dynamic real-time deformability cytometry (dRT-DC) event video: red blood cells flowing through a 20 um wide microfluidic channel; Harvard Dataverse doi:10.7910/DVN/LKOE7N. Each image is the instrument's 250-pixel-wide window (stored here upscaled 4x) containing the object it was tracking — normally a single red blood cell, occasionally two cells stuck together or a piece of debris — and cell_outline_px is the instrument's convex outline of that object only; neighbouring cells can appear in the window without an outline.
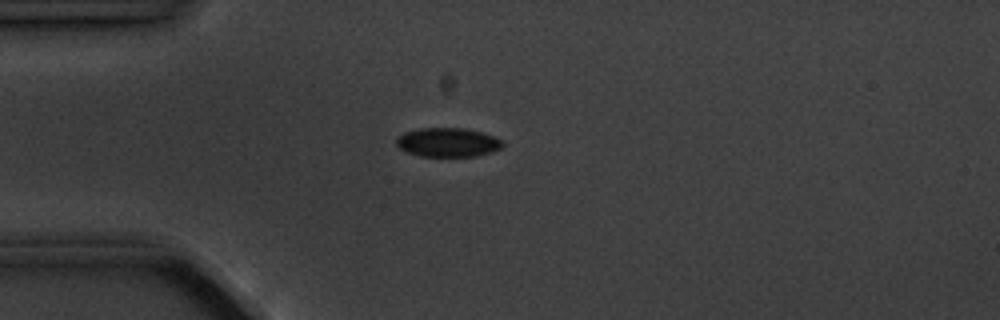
{"species": "common noctule bat (a hibernating species)", "species_latin": "Nyctalus noctula", "temperature_condition": "cold", "stored_images_in_passage": 6, "camera_frame_rate_fps": 3000, "um_per_image_px": 0.085, "animal": {"sex": "male", "body_mass_g": 20.1, "forearm_length_mm": 53.5}, "frame": {"image": 1, "passage_image": 3, "time_ms": 2.333, "image_size_px": [1000, 320], "cell_outline_px": [[504, 144], [500, 148], [492, 152], [476, 156], [420, 156], [408, 152], [400, 148], [396, 144], [396, 140], [404, 132], [420, 128], [464, 128], [480, 132], [504, 140]], "centroid_in_image_um": [38.08, 12.1], "position_along_channel_um": 46.9, "area_um2": 17.86}}
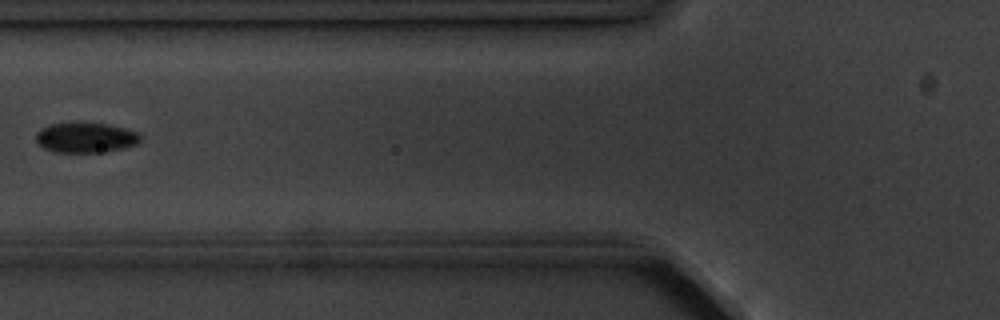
{"frame": {"image": 2, "passage_image": 5, "time_ms": 4.667, "image_size_px": [1000, 320], "cell_outline_px": [[140, 140], [136, 144], [124, 148], [104, 152], [52, 152], [44, 148], [36, 140], [36, 132], [40, 128], [52, 124], [108, 124], [140, 132]], "centroid_in_image_um": [7.29, 11.71], "position_along_channel_um": 118.5, "area_um2": 18.09}}